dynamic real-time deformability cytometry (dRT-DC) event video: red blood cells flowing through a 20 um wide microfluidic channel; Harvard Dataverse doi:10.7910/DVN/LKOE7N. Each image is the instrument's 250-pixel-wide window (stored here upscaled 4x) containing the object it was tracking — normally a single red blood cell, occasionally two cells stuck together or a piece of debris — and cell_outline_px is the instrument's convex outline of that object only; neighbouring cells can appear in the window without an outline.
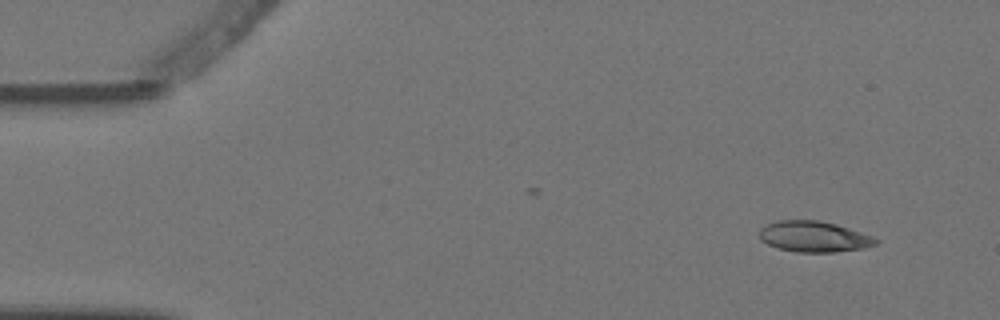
{"species": "Egyptian fruit bat (a non-hibernating species)", "species_latin": "Rousettus aegyptiacus", "temperature_condition": "warm", "stored_images_in_passage": 4, "camera_frame_rate_fps": 3000, "um_per_image_px": 0.085, "animal": {"sex": "female"}, "frame": {"image": 1, "passage_image": 1, "time_ms": 0.0, "image_size_px": [1000, 320], "cell_outline_px": [[880, 240], [876, 244], [864, 248], [836, 252], [796, 252], [776, 248], [760, 240], [760, 228], [768, 224], [780, 220], [820, 220], [836, 224], [872, 236]], "centroid_in_image_um": [69.18, 20.12], "position_along_channel_um": 15.8, "area_um2": 20.92}}
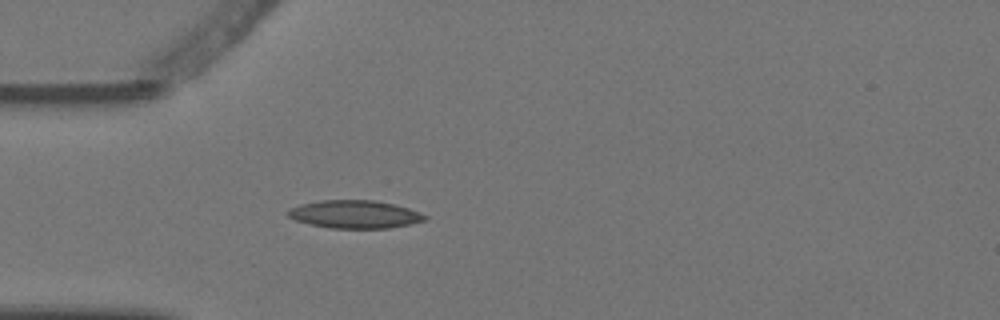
{"frame": {"image": 2, "passage_image": 4, "time_ms": 1.0, "image_size_px": [1000, 320], "cell_outline_px": [[428, 220], [388, 228], [332, 228], [312, 224], [296, 220], [288, 216], [284, 212], [288, 208], [300, 204], [320, 200], [376, 200], [408, 208], [420, 212], [428, 216]], "centroid_in_image_um": [30.14, 18.2], "position_along_channel_um": 54.9, "area_um2": 22.31}}